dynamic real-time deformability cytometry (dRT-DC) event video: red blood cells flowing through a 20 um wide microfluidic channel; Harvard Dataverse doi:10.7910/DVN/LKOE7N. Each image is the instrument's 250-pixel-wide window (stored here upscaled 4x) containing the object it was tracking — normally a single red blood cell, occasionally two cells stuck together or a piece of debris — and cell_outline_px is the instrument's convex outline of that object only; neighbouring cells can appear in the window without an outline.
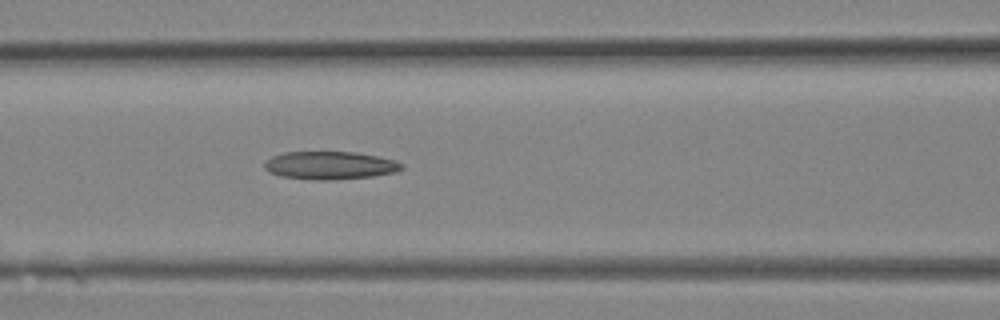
{"species": "Egyptian fruit bat (a non-hibernating species)", "species_latin": "Rousettus aegyptiacus", "temperature_condition": "room temperature", "stored_images_in_passage": 12, "camera_frame_rate_fps": 3000, "um_per_image_px": 0.085, "animal": {"sex": "female"}, "frame": {"image": 1, "passage_image": 12, "time_ms": 3.667, "image_size_px": [1000, 320], "cell_outline_px": [[404, 168], [396, 172], [372, 176], [328, 180], [312, 180], [280, 176], [268, 172], [264, 168], [264, 164], [272, 156], [284, 152], [356, 152], [396, 160], [404, 164]], "centroid_in_image_um": [28.05, 14.06], "position_along_channel_um": 138.5, "area_um2": 22.43}}